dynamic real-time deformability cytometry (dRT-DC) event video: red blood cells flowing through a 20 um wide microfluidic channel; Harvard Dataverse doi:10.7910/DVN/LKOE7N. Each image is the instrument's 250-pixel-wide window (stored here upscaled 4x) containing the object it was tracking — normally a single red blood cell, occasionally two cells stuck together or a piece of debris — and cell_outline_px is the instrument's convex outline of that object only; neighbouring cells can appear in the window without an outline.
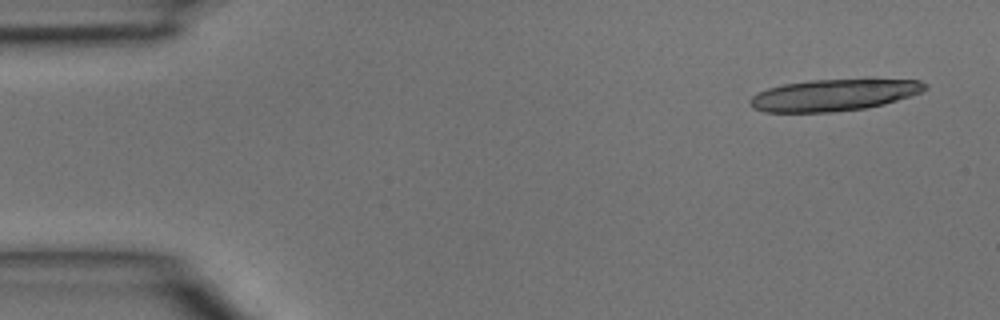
{"species": "common noctule bat (a hibernating species)", "species_latin": "Nyctalus noctula", "temperature_condition": "room temperature", "stored_images_in_passage": 4, "camera_frame_rate_fps": 3000, "um_per_image_px": 0.085, "animal": {"sex": "male", "body_mass_g": 15.6}, "frame": {"image": 1, "passage_image": 1, "time_ms": 0.0, "image_size_px": [1000, 320], "cell_outline_px": [[928, 88], [920, 92], [884, 104], [868, 108], [832, 112], [764, 112], [752, 108], [748, 100], [752, 96], [768, 88], [784, 84], [808, 80], [920, 80], [928, 84]], "centroid_in_image_um": [70.83, 8.09], "position_along_channel_um": 14.2, "area_um2": 32.02}}